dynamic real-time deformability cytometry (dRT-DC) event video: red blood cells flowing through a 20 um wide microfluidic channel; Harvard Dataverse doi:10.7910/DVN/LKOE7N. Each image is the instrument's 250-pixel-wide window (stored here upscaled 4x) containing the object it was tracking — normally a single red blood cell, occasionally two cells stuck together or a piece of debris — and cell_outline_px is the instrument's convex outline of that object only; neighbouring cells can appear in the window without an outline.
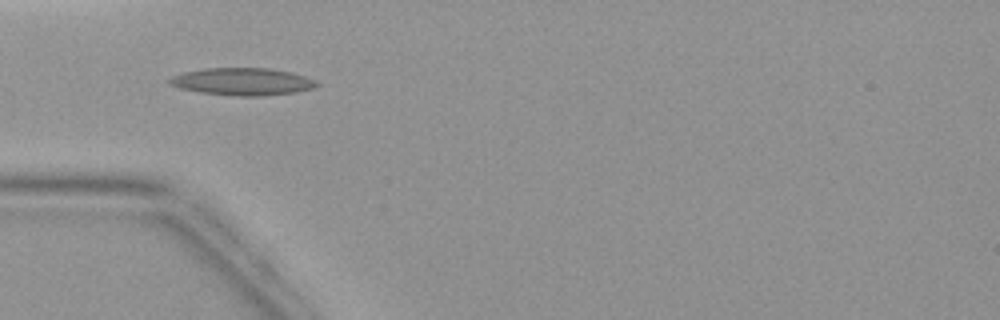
{"species": "common noctule bat (a hibernating species)", "species_latin": "Nyctalus noctula", "temperature_condition": "warm", "stored_images_in_passage": 4, "camera_frame_rate_fps": 3000, "um_per_image_px": 0.085, "animal": {"sex": "female", "body_mass_g": 19.9}, "frame": {"image": 1, "passage_image": 4, "time_ms": 3.333, "image_size_px": [1000, 320], "cell_outline_px": [[320, 84], [316, 88], [296, 92], [260, 96], [236, 96], [200, 92], [180, 88], [168, 84], [168, 80], [172, 76], [184, 72], [204, 68], [272, 68], [292, 72], [316, 80]], "centroid_in_image_um": [20.64, 6.93], "position_along_channel_um": 64.4, "area_um2": 23.64}}